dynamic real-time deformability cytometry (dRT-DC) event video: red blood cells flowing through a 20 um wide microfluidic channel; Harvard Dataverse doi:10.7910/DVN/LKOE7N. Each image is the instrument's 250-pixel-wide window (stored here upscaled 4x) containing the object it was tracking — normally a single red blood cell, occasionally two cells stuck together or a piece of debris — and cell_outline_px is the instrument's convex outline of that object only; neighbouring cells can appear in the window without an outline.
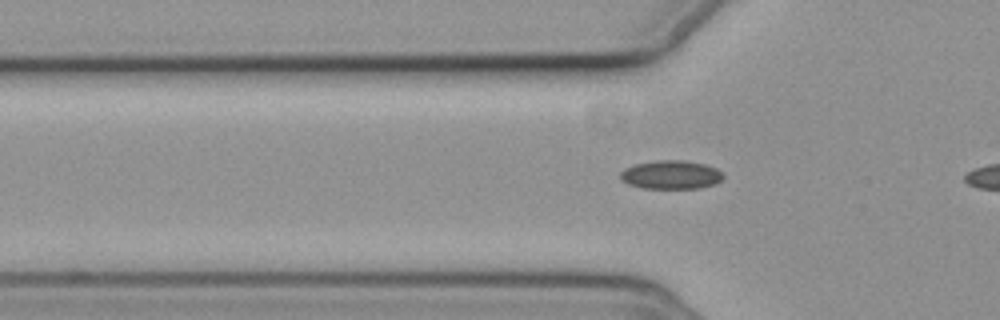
{"species": "common noctule bat (a hibernating species)", "species_latin": "Nyctalus noctula", "temperature_condition": "cold", "stored_images_in_passage": 29, "camera_frame_rate_fps": 3000, "um_per_image_px": 0.085, "animal": {"sex": "female", "body_mass_g": 19.3, "forearm_length_mm": 54.1}, "frame": {"image": 1, "passage_image": 9, "time_ms": 2.667, "image_size_px": [1000, 320], "cell_outline_px": [[724, 176], [716, 184], [700, 188], [640, 188], [628, 184], [620, 180], [620, 172], [624, 168], [632, 164], [656, 160], [684, 160], [704, 164], [716, 168]], "centroid_in_image_um": [56.98, 14.85], "position_along_channel_um": 68.8, "area_um2": 17.34}}
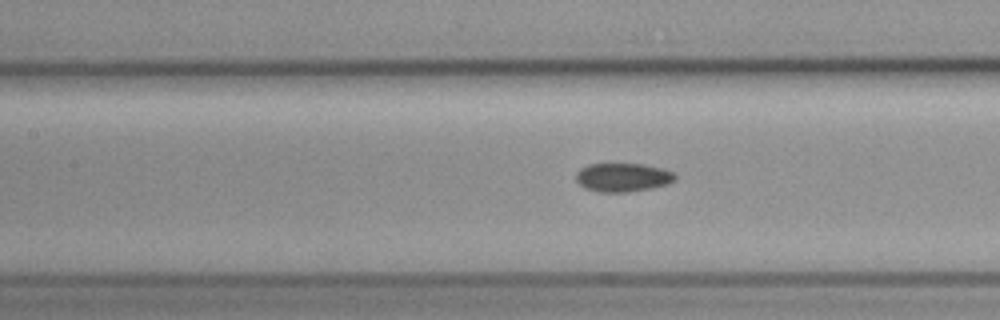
{"frame": {"image": 2, "passage_image": 16, "time_ms": 5.0, "image_size_px": [1000, 320], "cell_outline_px": [[676, 180], [668, 184], [652, 188], [628, 192], [600, 192], [584, 188], [576, 180], [576, 172], [580, 168], [588, 164], [644, 164], [664, 168], [676, 172]], "centroid_in_image_um": [52.98, 15.07], "position_along_channel_um": 154.4, "area_um2": 16.82}}
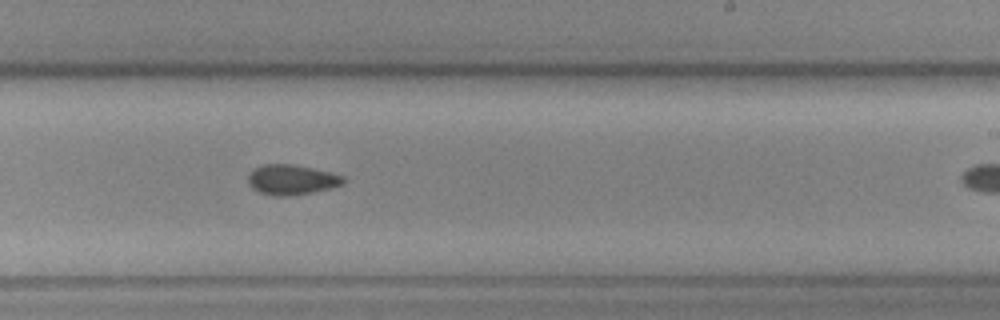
{"frame": {"image": 3, "passage_image": 25, "time_ms": 8.0, "image_size_px": [1000, 320], "cell_outline_px": [[344, 184], [332, 188], [312, 192], [288, 196], [276, 196], [260, 192], [252, 188], [248, 184], [248, 172], [264, 164], [292, 164], [312, 168], [344, 176]], "centroid_in_image_um": [24.77, 15.28], "position_along_channel_um": 264.2, "area_um2": 16.65}}